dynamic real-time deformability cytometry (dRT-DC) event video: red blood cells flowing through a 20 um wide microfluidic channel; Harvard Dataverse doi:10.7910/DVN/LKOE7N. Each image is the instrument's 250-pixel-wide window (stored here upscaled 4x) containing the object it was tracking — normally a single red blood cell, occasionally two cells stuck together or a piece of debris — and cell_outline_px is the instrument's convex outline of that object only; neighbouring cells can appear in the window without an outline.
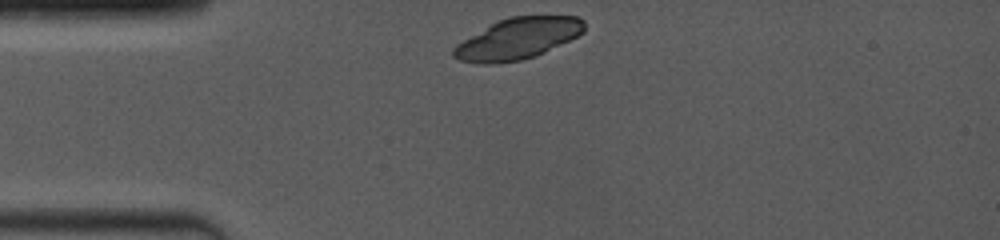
{"species": "common noctule bat (a hibernating species)", "species_latin": "Nyctalus noctula", "temperature_condition": "room temperature", "stored_images_in_passage": 5, "camera_frame_rate_fps": 4000, "um_per_image_px": 0.085, "animal": {"sex": "female", "body_mass_g": 19.0, "forearm_length_mm": 53.3}, "frame": {"image": 1, "passage_image": 1, "time_ms": 0.0, "image_size_px": [1000, 240], "cell_outline_px": [[584, 32], [536, 56], [520, 60], [496, 64], [480, 64], [460, 60], [452, 56], [452, 48], [456, 44], [492, 24], [508, 16], [580, 16], [584, 20]], "centroid_in_image_um": [44.0, 3.29], "position_along_channel_um": 41.0, "area_um2": 31.1}}